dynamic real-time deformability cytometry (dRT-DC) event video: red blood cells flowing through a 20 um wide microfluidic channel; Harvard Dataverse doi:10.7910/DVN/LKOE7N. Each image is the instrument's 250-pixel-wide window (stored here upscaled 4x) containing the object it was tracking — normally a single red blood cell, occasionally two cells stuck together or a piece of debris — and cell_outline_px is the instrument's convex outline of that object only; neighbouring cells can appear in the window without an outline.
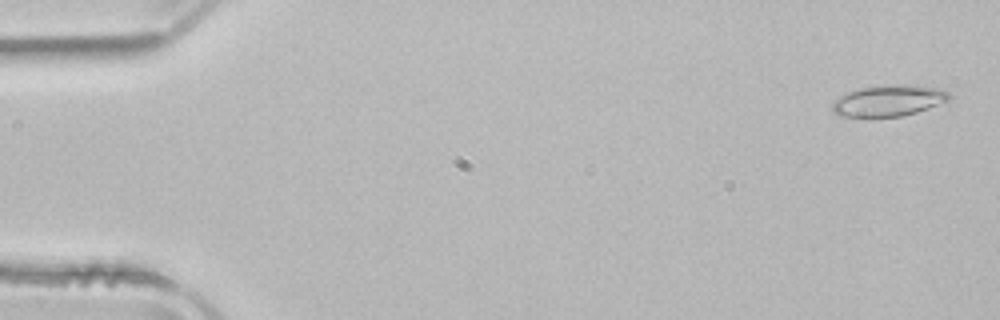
{"species": "common noctule bat (a hibernating species)", "species_latin": "Nyctalus noctula", "temperature_condition": "room temperature", "stored_images_in_passage": 32, "camera_frame_rate_fps": 3000, "um_per_image_px": 0.085, "animal": {"sex": "male", "body_mass_g": 21.5, "forearm_length_mm": 52.0}, "frame": {"image": 1, "passage_image": 2, "time_ms": 0.333, "image_size_px": [1000, 320], "cell_outline_px": [[952, 96], [948, 100], [928, 108], [916, 112], [900, 116], [836, 116], [832, 112], [832, 100], [848, 92], [860, 88], [880, 84], [916, 84], [940, 88], [948, 92]], "centroid_in_image_um": [75.52, 8.52], "position_along_channel_um": 9.5, "area_um2": 21.5}}
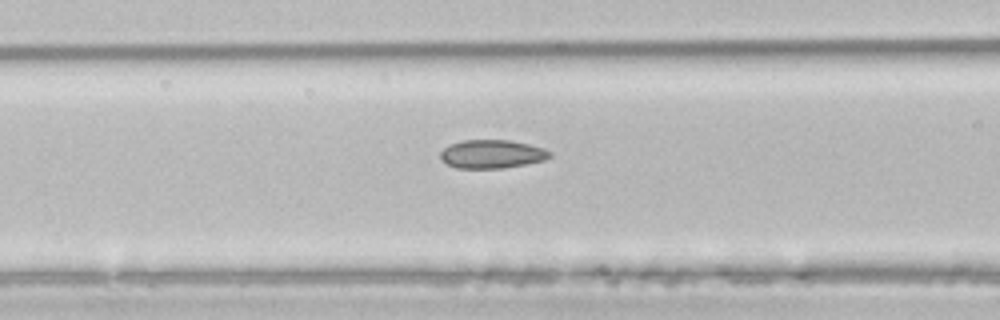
{"frame": {"image": 2, "passage_image": 21, "time_ms": 6.667, "image_size_px": [1000, 320], "cell_outline_px": [[552, 156], [544, 160], [504, 168], [456, 168], [440, 160], [440, 152], [448, 144], [460, 140], [508, 140], [528, 144], [544, 148], [552, 152]], "centroid_in_image_um": [41.78, 13.09], "position_along_channel_um": 124.8, "area_um2": 18.26}}
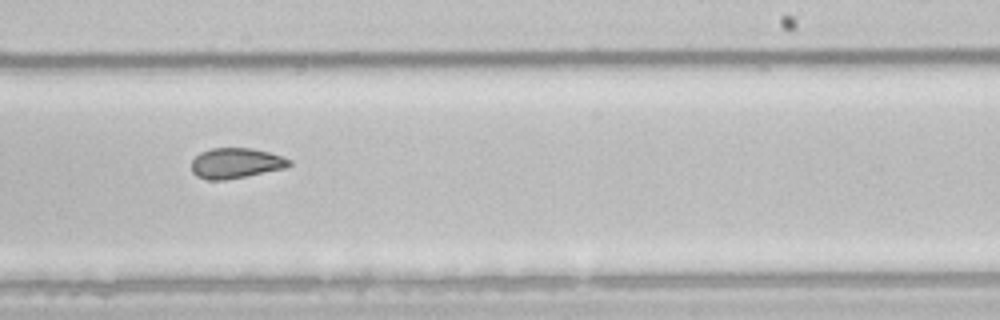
{"frame": {"image": 3, "passage_image": 32, "time_ms": 10.333, "image_size_px": [1000, 320], "cell_outline_px": [[292, 164], [284, 168], [224, 180], [208, 180], [196, 176], [192, 172], [192, 160], [200, 152], [212, 148], [252, 148], [268, 152], [292, 160]], "centroid_in_image_um": [20.02, 13.86], "position_along_channel_um": 269.0, "area_um2": 17.11}}